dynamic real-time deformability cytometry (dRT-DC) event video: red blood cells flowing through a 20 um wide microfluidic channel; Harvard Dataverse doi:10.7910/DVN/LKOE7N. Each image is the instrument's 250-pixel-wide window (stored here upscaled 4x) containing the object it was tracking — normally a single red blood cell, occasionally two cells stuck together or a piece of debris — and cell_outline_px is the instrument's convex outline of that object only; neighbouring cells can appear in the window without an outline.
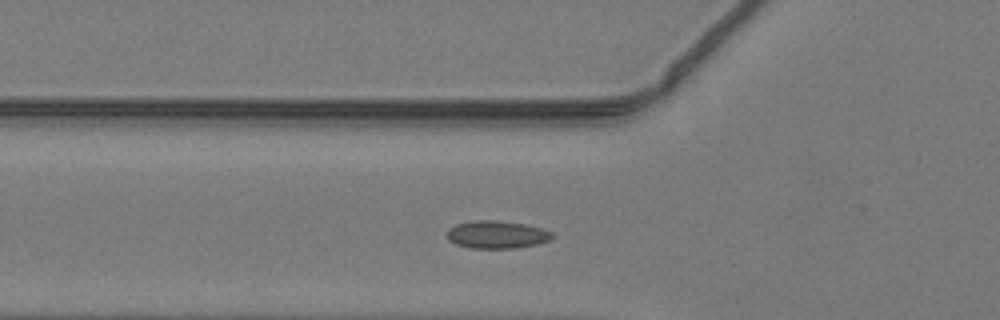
{"species": "common noctule bat (a hibernating species)", "species_latin": "Nyctalus noctula", "temperature_condition": "warm", "stored_images_in_passage": 39, "camera_frame_rate_fps": 3000, "um_per_image_px": 0.085, "animal": {"sex": "male", "body_mass_g": 19.2, "forearm_length_mm": 51.8}, "frame": {"image": 1, "passage_image": 7, "time_ms": 2.0, "image_size_px": [1000, 320], "cell_outline_px": [[552, 240], [536, 244], [516, 248], [468, 248], [456, 244], [448, 240], [448, 228], [456, 224], [472, 220], [496, 220], [524, 224], [540, 228], [552, 232]], "centroid_in_image_um": [42.2, 19.94], "position_along_channel_um": 83.6, "area_um2": 16.99}}
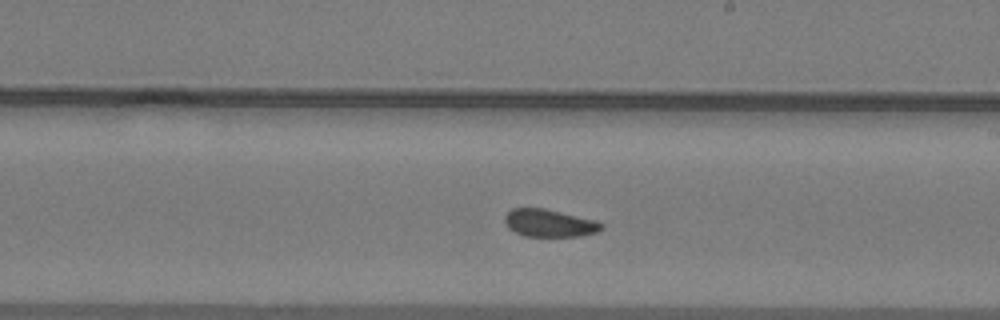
{"frame": {"image": 2, "passage_image": 18, "time_ms": 5.667, "image_size_px": [1000, 320], "cell_outline_px": [[604, 228], [596, 232], [580, 236], [524, 236], [508, 228], [504, 220], [504, 216], [512, 208], [544, 208], [596, 220], [604, 224]], "centroid_in_image_um": [46.7, 18.96], "position_along_channel_um": 242.3, "area_um2": 15.55}}
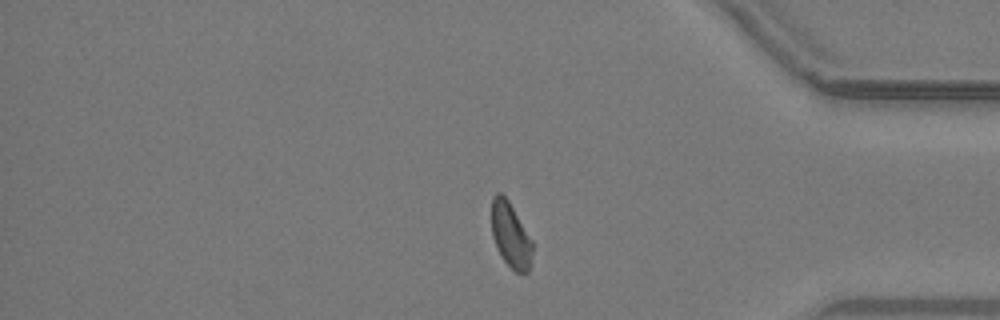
{"frame": {"image": 3, "passage_image": 30, "time_ms": 9.667, "image_size_px": [1000, 320], "cell_outline_px": [[532, 252], [528, 272], [516, 272], [504, 260], [496, 248], [492, 236], [492, 196], [496, 192], [500, 192], [508, 200], [532, 240]], "centroid_in_image_um": [43.38, 19.96], "position_along_channel_um": 391.8, "area_um2": 15.26}}